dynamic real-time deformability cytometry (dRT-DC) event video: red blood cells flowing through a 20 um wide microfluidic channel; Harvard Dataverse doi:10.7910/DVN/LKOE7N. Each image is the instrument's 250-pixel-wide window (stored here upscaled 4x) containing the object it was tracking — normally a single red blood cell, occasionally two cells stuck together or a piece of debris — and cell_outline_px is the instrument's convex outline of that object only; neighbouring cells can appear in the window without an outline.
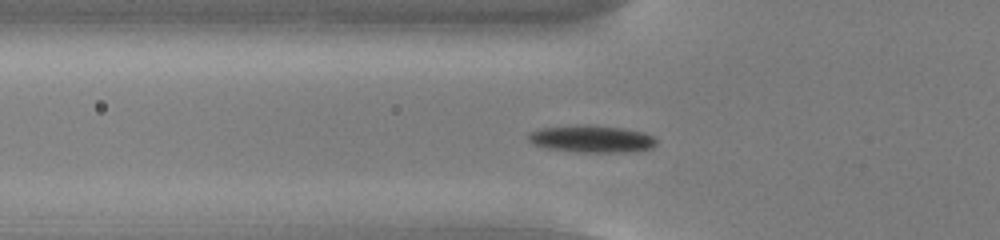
{"species": "common noctule bat (a hibernating species)", "species_latin": "Nyctalus noctula", "temperature_condition": "cold", "stored_images_in_passage": 53, "camera_frame_rate_fps": 3000, "um_per_image_px": 0.085, "animal": {"sex": "male", "body_mass_g": 13.0, "forearm_length_mm": 53.1}, "frame": {"image": 1, "passage_image": 17, "time_ms": 5.333, "image_size_px": [1000, 240], "cell_outline_px": [[656, 144], [652, 148], [628, 152], [580, 152], [548, 148], [532, 144], [528, 140], [528, 132], [540, 128], [588, 124], [624, 128], [644, 132], [652, 136], [656, 140]], "centroid_in_image_um": [50.28, 11.8], "position_along_channel_um": 75.5, "area_um2": 20.35}}
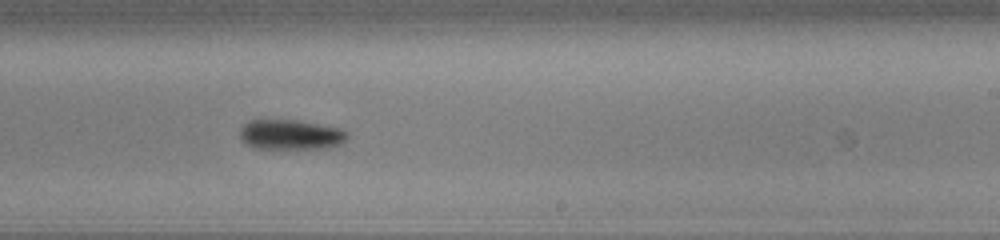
{"frame": {"image": 2, "passage_image": 32, "time_ms": 10.333, "image_size_px": [1000, 240], "cell_outline_px": [[348, 136], [344, 144], [332, 148], [252, 148], [244, 144], [240, 140], [240, 128], [248, 120], [296, 120], [340, 128]], "centroid_in_image_um": [24.68, 11.46], "position_along_channel_um": 264.3, "area_um2": 18.96}}
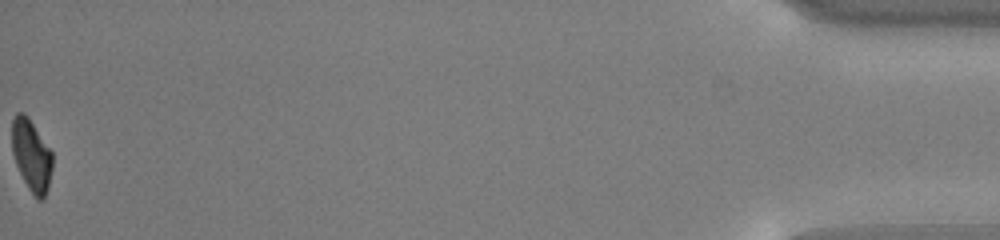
{"frame": {"image": 3, "passage_image": 53, "time_ms": 17.333, "image_size_px": [1000, 240], "cell_outline_px": [[52, 168], [48, 188], [44, 196], [40, 200], [36, 200], [28, 188], [16, 164], [12, 152], [12, 120], [16, 112], [24, 112], [28, 116], [52, 152]], "centroid_in_image_um": [2.67, 13.19], "position_along_channel_um": 432.5, "area_um2": 16.88}, "authors_computed_cell_mechanics": {"area_um2": 18.3804, "velocity_mm_per_s": 3.7817, "shape_relaxation_time_tau1_ms": 4.4414, "shape_relaxation_time_tau2_ms": null, "deformation_change_tau1": 0.1324, "deformation_change_tau2": null}}